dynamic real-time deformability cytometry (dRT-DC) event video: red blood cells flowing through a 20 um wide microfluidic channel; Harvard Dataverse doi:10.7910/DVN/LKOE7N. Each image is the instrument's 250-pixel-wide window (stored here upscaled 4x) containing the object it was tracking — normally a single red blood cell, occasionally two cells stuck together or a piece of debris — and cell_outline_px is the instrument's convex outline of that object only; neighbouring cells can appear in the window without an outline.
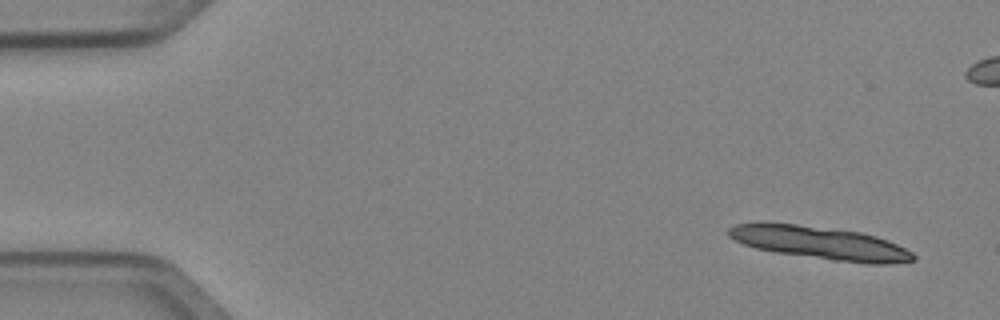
{"species": "Egyptian fruit bat (a non-hibernating species)", "species_latin": "Rousettus aegyptiacus", "temperature_condition": "cold", "stored_images_in_passage": 5, "segment_of_instrument_passage": [1, 2], "camera_frame_rate_fps": 3000, "um_per_image_px": 0.085, "animal": {"sex": "female"}, "frame": {"image": 1, "passage_image": 1, "time_ms": 0.0, "image_size_px": [1000, 320], "cell_outline_px": [[916, 260], [888, 264], [868, 264], [832, 260], [776, 252], [756, 248], [744, 244], [728, 236], [728, 228], [736, 224], [796, 224], [860, 232], [876, 236], [888, 240], [912, 252], [916, 256]], "centroid_in_image_um": [69.79, 20.67], "position_along_channel_um": 15.2, "area_um2": 34.8}}